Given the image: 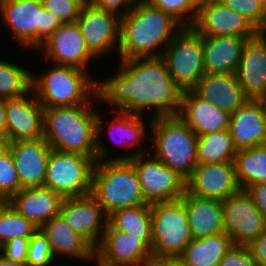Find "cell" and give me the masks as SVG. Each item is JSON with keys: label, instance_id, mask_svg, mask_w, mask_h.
I'll return each mask as SVG.
<instances>
[{"label": "cell", "instance_id": "cell-1", "mask_svg": "<svg viewBox=\"0 0 266 266\" xmlns=\"http://www.w3.org/2000/svg\"><path fill=\"white\" fill-rule=\"evenodd\" d=\"M119 61L118 72L113 77L99 80L98 96L102 104H110L111 111L136 115L154 110L153 118L178 115L183 91L161 57Z\"/></svg>", "mask_w": 266, "mask_h": 266}, {"label": "cell", "instance_id": "cell-2", "mask_svg": "<svg viewBox=\"0 0 266 266\" xmlns=\"http://www.w3.org/2000/svg\"><path fill=\"white\" fill-rule=\"evenodd\" d=\"M182 28L161 9L152 7L145 0H136L121 18L119 59L161 57Z\"/></svg>", "mask_w": 266, "mask_h": 266}, {"label": "cell", "instance_id": "cell-3", "mask_svg": "<svg viewBox=\"0 0 266 266\" xmlns=\"http://www.w3.org/2000/svg\"><path fill=\"white\" fill-rule=\"evenodd\" d=\"M95 104L44 108L43 138L53 150L97 161Z\"/></svg>", "mask_w": 266, "mask_h": 266}, {"label": "cell", "instance_id": "cell-4", "mask_svg": "<svg viewBox=\"0 0 266 266\" xmlns=\"http://www.w3.org/2000/svg\"><path fill=\"white\" fill-rule=\"evenodd\" d=\"M88 73L54 64L41 75L32 72L31 90L44 108L100 104L98 79H92L93 74Z\"/></svg>", "mask_w": 266, "mask_h": 266}, {"label": "cell", "instance_id": "cell-5", "mask_svg": "<svg viewBox=\"0 0 266 266\" xmlns=\"http://www.w3.org/2000/svg\"><path fill=\"white\" fill-rule=\"evenodd\" d=\"M150 120L152 156L187 180L198 165V136L177 115Z\"/></svg>", "mask_w": 266, "mask_h": 266}, {"label": "cell", "instance_id": "cell-6", "mask_svg": "<svg viewBox=\"0 0 266 266\" xmlns=\"http://www.w3.org/2000/svg\"><path fill=\"white\" fill-rule=\"evenodd\" d=\"M91 194L108 216L119 209L150 205L143 196L138 174L129 160L96 161Z\"/></svg>", "mask_w": 266, "mask_h": 266}, {"label": "cell", "instance_id": "cell-7", "mask_svg": "<svg viewBox=\"0 0 266 266\" xmlns=\"http://www.w3.org/2000/svg\"><path fill=\"white\" fill-rule=\"evenodd\" d=\"M0 17L15 41L34 51L62 25L42 0H0Z\"/></svg>", "mask_w": 266, "mask_h": 266}, {"label": "cell", "instance_id": "cell-8", "mask_svg": "<svg viewBox=\"0 0 266 266\" xmlns=\"http://www.w3.org/2000/svg\"><path fill=\"white\" fill-rule=\"evenodd\" d=\"M153 258L179 257L193 240L181 198L150 204Z\"/></svg>", "mask_w": 266, "mask_h": 266}, {"label": "cell", "instance_id": "cell-9", "mask_svg": "<svg viewBox=\"0 0 266 266\" xmlns=\"http://www.w3.org/2000/svg\"><path fill=\"white\" fill-rule=\"evenodd\" d=\"M202 39V34L193 27H183L161 56L169 74L183 92L193 90L205 74Z\"/></svg>", "mask_w": 266, "mask_h": 266}, {"label": "cell", "instance_id": "cell-10", "mask_svg": "<svg viewBox=\"0 0 266 266\" xmlns=\"http://www.w3.org/2000/svg\"><path fill=\"white\" fill-rule=\"evenodd\" d=\"M95 160L79 153L51 149L44 187L65 197L90 194Z\"/></svg>", "mask_w": 266, "mask_h": 266}, {"label": "cell", "instance_id": "cell-11", "mask_svg": "<svg viewBox=\"0 0 266 266\" xmlns=\"http://www.w3.org/2000/svg\"><path fill=\"white\" fill-rule=\"evenodd\" d=\"M111 114H115L109 121H105V117L97 111V120H96V147H97V161H108V160H131L140 154H147V151L150 149L142 148V142L144 140H150V134L148 130H145V121L142 116L131 113H125L118 110L112 111ZM143 118V119H142ZM104 119V121H103ZM105 123L106 124L105 126ZM108 130V136L113 141V144H116L118 147L121 146L124 151L129 150L131 147H136L135 151H131L130 154L121 153L120 155L112 156L110 151L105 147L106 144L102 141L101 137L103 130ZM147 131V132H146ZM115 138V139H114ZM126 148V150H125ZM140 148V149H139ZM110 156V158L108 157Z\"/></svg>", "mask_w": 266, "mask_h": 266}, {"label": "cell", "instance_id": "cell-12", "mask_svg": "<svg viewBox=\"0 0 266 266\" xmlns=\"http://www.w3.org/2000/svg\"><path fill=\"white\" fill-rule=\"evenodd\" d=\"M150 156L140 154L129 160L138 174L145 200L151 204L181 198L186 191V180L152 154Z\"/></svg>", "mask_w": 266, "mask_h": 266}, {"label": "cell", "instance_id": "cell-13", "mask_svg": "<svg viewBox=\"0 0 266 266\" xmlns=\"http://www.w3.org/2000/svg\"><path fill=\"white\" fill-rule=\"evenodd\" d=\"M77 24L89 50L99 59L120 46L121 18L88 1L83 5ZM102 55V56H101Z\"/></svg>", "mask_w": 266, "mask_h": 266}, {"label": "cell", "instance_id": "cell-14", "mask_svg": "<svg viewBox=\"0 0 266 266\" xmlns=\"http://www.w3.org/2000/svg\"><path fill=\"white\" fill-rule=\"evenodd\" d=\"M221 203L224 231L233 245H248L266 229V218L245 191Z\"/></svg>", "mask_w": 266, "mask_h": 266}, {"label": "cell", "instance_id": "cell-15", "mask_svg": "<svg viewBox=\"0 0 266 266\" xmlns=\"http://www.w3.org/2000/svg\"><path fill=\"white\" fill-rule=\"evenodd\" d=\"M53 64L89 71L88 64L98 58L89 50L77 22L62 25L36 50ZM92 60V61H91Z\"/></svg>", "mask_w": 266, "mask_h": 266}, {"label": "cell", "instance_id": "cell-16", "mask_svg": "<svg viewBox=\"0 0 266 266\" xmlns=\"http://www.w3.org/2000/svg\"><path fill=\"white\" fill-rule=\"evenodd\" d=\"M152 259V250L142 239L115 229H106L95 247L97 266H146Z\"/></svg>", "mask_w": 266, "mask_h": 266}, {"label": "cell", "instance_id": "cell-17", "mask_svg": "<svg viewBox=\"0 0 266 266\" xmlns=\"http://www.w3.org/2000/svg\"><path fill=\"white\" fill-rule=\"evenodd\" d=\"M192 27L202 36L254 37L259 32L246 17L229 9L220 0H199Z\"/></svg>", "mask_w": 266, "mask_h": 266}, {"label": "cell", "instance_id": "cell-18", "mask_svg": "<svg viewBox=\"0 0 266 266\" xmlns=\"http://www.w3.org/2000/svg\"><path fill=\"white\" fill-rule=\"evenodd\" d=\"M59 214L76 232L96 247L108 226V215L90 193L84 196L65 197Z\"/></svg>", "mask_w": 266, "mask_h": 266}, {"label": "cell", "instance_id": "cell-19", "mask_svg": "<svg viewBox=\"0 0 266 266\" xmlns=\"http://www.w3.org/2000/svg\"><path fill=\"white\" fill-rule=\"evenodd\" d=\"M186 190L195 196L223 201L238 194L234 162L198 164L186 180Z\"/></svg>", "mask_w": 266, "mask_h": 266}, {"label": "cell", "instance_id": "cell-20", "mask_svg": "<svg viewBox=\"0 0 266 266\" xmlns=\"http://www.w3.org/2000/svg\"><path fill=\"white\" fill-rule=\"evenodd\" d=\"M44 107L31 90L6 99V136L10 142L43 138Z\"/></svg>", "mask_w": 266, "mask_h": 266}, {"label": "cell", "instance_id": "cell-21", "mask_svg": "<svg viewBox=\"0 0 266 266\" xmlns=\"http://www.w3.org/2000/svg\"><path fill=\"white\" fill-rule=\"evenodd\" d=\"M235 75L247 99L266 97V31L247 39Z\"/></svg>", "mask_w": 266, "mask_h": 266}, {"label": "cell", "instance_id": "cell-22", "mask_svg": "<svg viewBox=\"0 0 266 266\" xmlns=\"http://www.w3.org/2000/svg\"><path fill=\"white\" fill-rule=\"evenodd\" d=\"M21 189L42 187L51 147L44 138L9 143Z\"/></svg>", "mask_w": 266, "mask_h": 266}, {"label": "cell", "instance_id": "cell-23", "mask_svg": "<svg viewBox=\"0 0 266 266\" xmlns=\"http://www.w3.org/2000/svg\"><path fill=\"white\" fill-rule=\"evenodd\" d=\"M177 116L197 136L229 129L230 114L203 99L193 90L183 92Z\"/></svg>", "mask_w": 266, "mask_h": 266}, {"label": "cell", "instance_id": "cell-24", "mask_svg": "<svg viewBox=\"0 0 266 266\" xmlns=\"http://www.w3.org/2000/svg\"><path fill=\"white\" fill-rule=\"evenodd\" d=\"M63 200L61 194L42 186L21 189L6 202L37 228H41L52 217L59 215Z\"/></svg>", "mask_w": 266, "mask_h": 266}, {"label": "cell", "instance_id": "cell-25", "mask_svg": "<svg viewBox=\"0 0 266 266\" xmlns=\"http://www.w3.org/2000/svg\"><path fill=\"white\" fill-rule=\"evenodd\" d=\"M205 74H235L244 44L252 37L202 36Z\"/></svg>", "mask_w": 266, "mask_h": 266}, {"label": "cell", "instance_id": "cell-26", "mask_svg": "<svg viewBox=\"0 0 266 266\" xmlns=\"http://www.w3.org/2000/svg\"><path fill=\"white\" fill-rule=\"evenodd\" d=\"M40 229L47 236L55 259H59V255L62 258L95 261V247L74 231L60 214L52 217Z\"/></svg>", "mask_w": 266, "mask_h": 266}, {"label": "cell", "instance_id": "cell-27", "mask_svg": "<svg viewBox=\"0 0 266 266\" xmlns=\"http://www.w3.org/2000/svg\"><path fill=\"white\" fill-rule=\"evenodd\" d=\"M228 130L237 150L266 144V127L259 99H248L230 114Z\"/></svg>", "mask_w": 266, "mask_h": 266}, {"label": "cell", "instance_id": "cell-28", "mask_svg": "<svg viewBox=\"0 0 266 266\" xmlns=\"http://www.w3.org/2000/svg\"><path fill=\"white\" fill-rule=\"evenodd\" d=\"M193 91L229 114L248 100L235 74H204Z\"/></svg>", "mask_w": 266, "mask_h": 266}, {"label": "cell", "instance_id": "cell-29", "mask_svg": "<svg viewBox=\"0 0 266 266\" xmlns=\"http://www.w3.org/2000/svg\"><path fill=\"white\" fill-rule=\"evenodd\" d=\"M181 199L185 204L193 239L225 232L221 201L198 197L190 194L187 190Z\"/></svg>", "mask_w": 266, "mask_h": 266}, {"label": "cell", "instance_id": "cell-30", "mask_svg": "<svg viewBox=\"0 0 266 266\" xmlns=\"http://www.w3.org/2000/svg\"><path fill=\"white\" fill-rule=\"evenodd\" d=\"M233 245L226 232L193 239L179 258L187 266H219V262Z\"/></svg>", "mask_w": 266, "mask_h": 266}, {"label": "cell", "instance_id": "cell-31", "mask_svg": "<svg viewBox=\"0 0 266 266\" xmlns=\"http://www.w3.org/2000/svg\"><path fill=\"white\" fill-rule=\"evenodd\" d=\"M106 229H115L142 239L152 248L150 205L123 208L108 216Z\"/></svg>", "mask_w": 266, "mask_h": 266}, {"label": "cell", "instance_id": "cell-32", "mask_svg": "<svg viewBox=\"0 0 266 266\" xmlns=\"http://www.w3.org/2000/svg\"><path fill=\"white\" fill-rule=\"evenodd\" d=\"M234 164L242 191L252 184L266 183V144L238 150Z\"/></svg>", "mask_w": 266, "mask_h": 266}, {"label": "cell", "instance_id": "cell-33", "mask_svg": "<svg viewBox=\"0 0 266 266\" xmlns=\"http://www.w3.org/2000/svg\"><path fill=\"white\" fill-rule=\"evenodd\" d=\"M237 151L229 130L198 136V164L234 162Z\"/></svg>", "mask_w": 266, "mask_h": 266}, {"label": "cell", "instance_id": "cell-34", "mask_svg": "<svg viewBox=\"0 0 266 266\" xmlns=\"http://www.w3.org/2000/svg\"><path fill=\"white\" fill-rule=\"evenodd\" d=\"M32 72L20 64L0 59V98L25 96L31 91Z\"/></svg>", "mask_w": 266, "mask_h": 266}, {"label": "cell", "instance_id": "cell-35", "mask_svg": "<svg viewBox=\"0 0 266 266\" xmlns=\"http://www.w3.org/2000/svg\"><path fill=\"white\" fill-rule=\"evenodd\" d=\"M38 228L4 202L0 206V247L9 240L22 237L30 238Z\"/></svg>", "mask_w": 266, "mask_h": 266}, {"label": "cell", "instance_id": "cell-36", "mask_svg": "<svg viewBox=\"0 0 266 266\" xmlns=\"http://www.w3.org/2000/svg\"><path fill=\"white\" fill-rule=\"evenodd\" d=\"M172 16L183 27H192L198 14L199 0H145Z\"/></svg>", "mask_w": 266, "mask_h": 266}, {"label": "cell", "instance_id": "cell-37", "mask_svg": "<svg viewBox=\"0 0 266 266\" xmlns=\"http://www.w3.org/2000/svg\"><path fill=\"white\" fill-rule=\"evenodd\" d=\"M226 7L246 17L258 31H266V7L259 0H220Z\"/></svg>", "mask_w": 266, "mask_h": 266}, {"label": "cell", "instance_id": "cell-38", "mask_svg": "<svg viewBox=\"0 0 266 266\" xmlns=\"http://www.w3.org/2000/svg\"><path fill=\"white\" fill-rule=\"evenodd\" d=\"M55 256L52 252L47 236L40 228L30 237L27 252V266H52Z\"/></svg>", "mask_w": 266, "mask_h": 266}, {"label": "cell", "instance_id": "cell-39", "mask_svg": "<svg viewBox=\"0 0 266 266\" xmlns=\"http://www.w3.org/2000/svg\"><path fill=\"white\" fill-rule=\"evenodd\" d=\"M21 190L12 155L8 149L0 155V198L5 202Z\"/></svg>", "mask_w": 266, "mask_h": 266}, {"label": "cell", "instance_id": "cell-40", "mask_svg": "<svg viewBox=\"0 0 266 266\" xmlns=\"http://www.w3.org/2000/svg\"><path fill=\"white\" fill-rule=\"evenodd\" d=\"M87 0H42L43 6L61 23L76 22Z\"/></svg>", "mask_w": 266, "mask_h": 266}, {"label": "cell", "instance_id": "cell-41", "mask_svg": "<svg viewBox=\"0 0 266 266\" xmlns=\"http://www.w3.org/2000/svg\"><path fill=\"white\" fill-rule=\"evenodd\" d=\"M30 238L16 237L0 247V255L10 261L26 264Z\"/></svg>", "mask_w": 266, "mask_h": 266}, {"label": "cell", "instance_id": "cell-42", "mask_svg": "<svg viewBox=\"0 0 266 266\" xmlns=\"http://www.w3.org/2000/svg\"><path fill=\"white\" fill-rule=\"evenodd\" d=\"M219 266H257L247 245H232L222 257Z\"/></svg>", "mask_w": 266, "mask_h": 266}, {"label": "cell", "instance_id": "cell-43", "mask_svg": "<svg viewBox=\"0 0 266 266\" xmlns=\"http://www.w3.org/2000/svg\"><path fill=\"white\" fill-rule=\"evenodd\" d=\"M92 5L122 18L133 7L136 0H87ZM120 10V11H119Z\"/></svg>", "mask_w": 266, "mask_h": 266}, {"label": "cell", "instance_id": "cell-44", "mask_svg": "<svg viewBox=\"0 0 266 266\" xmlns=\"http://www.w3.org/2000/svg\"><path fill=\"white\" fill-rule=\"evenodd\" d=\"M257 266H266V229L247 245Z\"/></svg>", "mask_w": 266, "mask_h": 266}, {"label": "cell", "instance_id": "cell-45", "mask_svg": "<svg viewBox=\"0 0 266 266\" xmlns=\"http://www.w3.org/2000/svg\"><path fill=\"white\" fill-rule=\"evenodd\" d=\"M244 191L266 218V183L252 184Z\"/></svg>", "mask_w": 266, "mask_h": 266}, {"label": "cell", "instance_id": "cell-46", "mask_svg": "<svg viewBox=\"0 0 266 266\" xmlns=\"http://www.w3.org/2000/svg\"><path fill=\"white\" fill-rule=\"evenodd\" d=\"M146 266H187L179 257L153 258Z\"/></svg>", "mask_w": 266, "mask_h": 266}, {"label": "cell", "instance_id": "cell-47", "mask_svg": "<svg viewBox=\"0 0 266 266\" xmlns=\"http://www.w3.org/2000/svg\"><path fill=\"white\" fill-rule=\"evenodd\" d=\"M0 134L6 135V100L0 98Z\"/></svg>", "mask_w": 266, "mask_h": 266}, {"label": "cell", "instance_id": "cell-48", "mask_svg": "<svg viewBox=\"0 0 266 266\" xmlns=\"http://www.w3.org/2000/svg\"><path fill=\"white\" fill-rule=\"evenodd\" d=\"M9 139L6 135L0 134V155L6 152L9 148Z\"/></svg>", "mask_w": 266, "mask_h": 266}, {"label": "cell", "instance_id": "cell-49", "mask_svg": "<svg viewBox=\"0 0 266 266\" xmlns=\"http://www.w3.org/2000/svg\"><path fill=\"white\" fill-rule=\"evenodd\" d=\"M0 266H27V264H22L15 261H10L5 259L3 256L0 255Z\"/></svg>", "mask_w": 266, "mask_h": 266}, {"label": "cell", "instance_id": "cell-50", "mask_svg": "<svg viewBox=\"0 0 266 266\" xmlns=\"http://www.w3.org/2000/svg\"><path fill=\"white\" fill-rule=\"evenodd\" d=\"M259 104H260V107H261L262 116H263V120H264L265 127H266V97L265 98H260L259 99Z\"/></svg>", "mask_w": 266, "mask_h": 266}, {"label": "cell", "instance_id": "cell-51", "mask_svg": "<svg viewBox=\"0 0 266 266\" xmlns=\"http://www.w3.org/2000/svg\"><path fill=\"white\" fill-rule=\"evenodd\" d=\"M266 7V0H259Z\"/></svg>", "mask_w": 266, "mask_h": 266}, {"label": "cell", "instance_id": "cell-52", "mask_svg": "<svg viewBox=\"0 0 266 266\" xmlns=\"http://www.w3.org/2000/svg\"><path fill=\"white\" fill-rule=\"evenodd\" d=\"M5 201L2 199V198H0V206L4 203Z\"/></svg>", "mask_w": 266, "mask_h": 266}]
</instances>
